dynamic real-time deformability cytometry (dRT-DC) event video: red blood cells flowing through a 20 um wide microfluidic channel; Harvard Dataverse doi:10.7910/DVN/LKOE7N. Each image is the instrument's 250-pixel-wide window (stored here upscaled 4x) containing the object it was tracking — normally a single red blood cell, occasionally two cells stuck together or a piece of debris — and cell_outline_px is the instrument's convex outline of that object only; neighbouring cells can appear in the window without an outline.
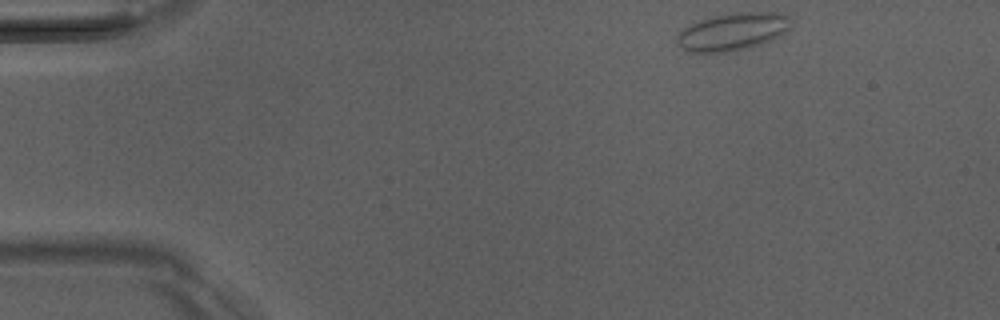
{"species": "Egyptian fruit bat (a non-hibernating species)", "species_latin": "Rousettus aegyptiacus", "temperature_condition": "room temperature", "stored_images_in_passage": 45, "camera_frame_rate_fps": 3000, "um_per_image_px": 0.085, "animal": {"sex": "male"}, "frame": {"image": 1, "passage_image": 1, "time_ms": 0.0, "image_size_px": [1000, 320], "cell_outline_px": [[792, 24], [784, 32], [752, 48], [732, 52], [684, 52], [676, 44], [676, 36], [684, 28], [700, 20], [712, 16], [736, 12], [784, 12], [792, 20]], "centroid_in_image_um": [62.25, 2.7], "position_along_channel_um": 22.7, "area_um2": 25.2}}
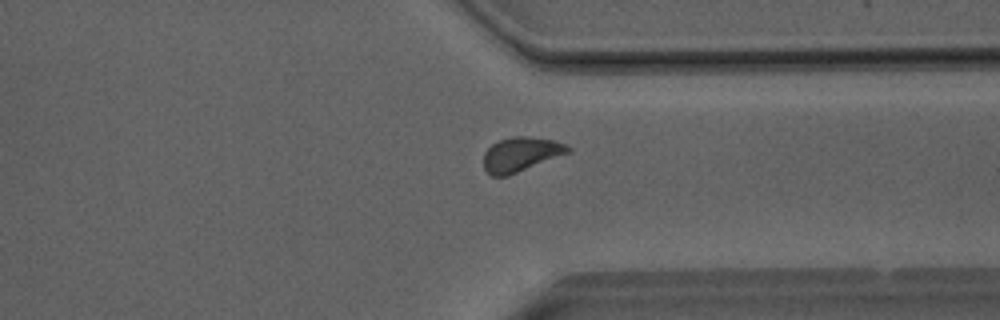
{"frame": {"image": 2, "passage_image": 33, "time_ms": 10.667, "image_size_px": [1000, 320], "cell_outline_px": [[572, 152], [508, 176], [492, 176], [484, 168], [484, 152], [492, 144], [500, 140], [512, 136], [524, 136], [556, 140], [572, 148]], "centroid_in_image_um": [44.31, 13.12], "position_along_channel_um": 367.1, "area_um2": 17.05}}
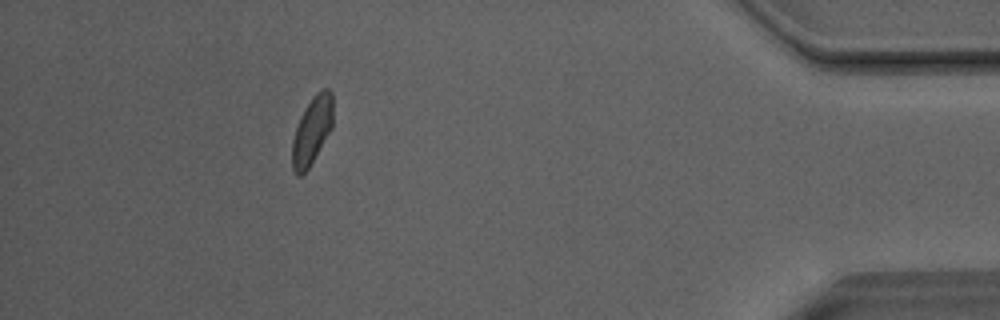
{"frame": {"image": 3, "passage_image": 40, "time_ms": 13.0, "image_size_px": [1000, 320], "cell_outline_px": [[332, 128], [308, 168], [300, 176], [296, 176], [292, 168], [292, 140], [300, 116], [312, 96], [316, 92], [324, 88], [328, 88], [332, 92]], "centroid_in_image_um": [26.51, 11.08], "position_along_channel_um": 408.7, "area_um2": 16.01}, "authors_computed_cell_mechanics": {"area_um2": 16.8776, "velocity_mm_per_s": 4.0493, "shape_relaxation_time_tau1_ms": 7.1425, "shape_relaxation_time_tau2_ms": 1.1867, "deformation_change_tau1": 0.103, "deformation_change_tau2": 0.0526}}